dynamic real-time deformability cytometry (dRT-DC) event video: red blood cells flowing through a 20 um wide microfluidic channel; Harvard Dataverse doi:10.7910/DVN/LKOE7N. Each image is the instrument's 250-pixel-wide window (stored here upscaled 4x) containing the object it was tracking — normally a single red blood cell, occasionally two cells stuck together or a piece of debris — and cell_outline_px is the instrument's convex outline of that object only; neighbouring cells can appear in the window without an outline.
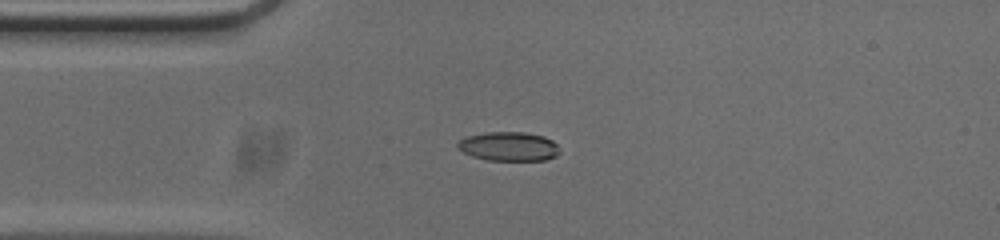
{"species": "common noctule bat (a hibernating species)", "species_latin": "Nyctalus noctula", "temperature_condition": "cold", "stored_images_in_passage": 52, "camera_frame_rate_fps": 3000, "um_per_image_px": 0.085, "animal": {"sex": "male", "body_mass_g": 20.0, "forearm_length_mm": 53.3}, "frame": {"image": 1, "passage_image": 11, "time_ms": 3.333, "image_size_px": [1000, 240], "cell_outline_px": [[560, 152], [556, 156], [544, 160], [488, 160], [472, 156], [464, 152], [456, 144], [460, 140], [468, 136], [484, 132], [524, 132], [544, 136], [552, 140], [560, 148]], "centroid_in_image_um": [43.28, 12.44], "position_along_channel_um": 41.7, "area_um2": 17.22}}
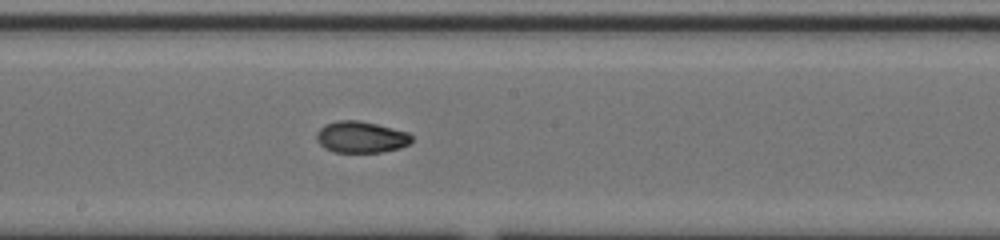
{"frame": {"image": 2, "passage_image": 26, "time_ms": 8.333, "image_size_px": [1000, 240], "cell_outline_px": [[412, 140], [408, 144], [400, 148], [380, 152], [336, 152], [324, 148], [316, 140], [316, 132], [324, 124], [336, 120], [360, 120], [408, 132], [412, 136]], "centroid_in_image_um": [30.65, 11.64], "position_along_channel_um": 217.5, "area_um2": 17.51}}
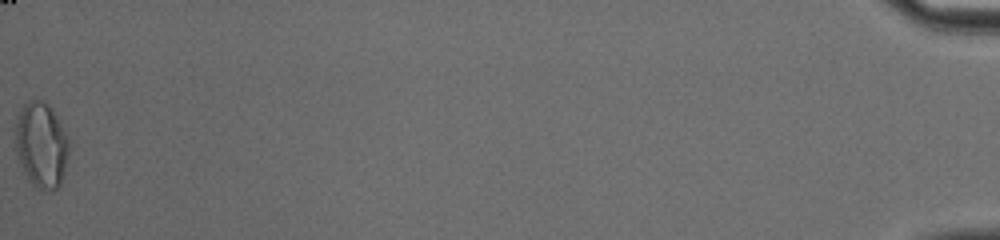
{"frame": {"image": 3, "passage_image": 52, "time_ms": 17.0, "image_size_px": [1000, 240], "cell_outline_px": [[68, 152], [60, 184], [56, 188], [36, 188], [32, 184], [24, 172], [20, 164], [16, 152], [16, 120], [24, 104], [32, 100], [44, 100], [52, 108], [68, 136]], "centroid_in_image_um": [3.5, 12.28], "position_along_channel_um": 431.7, "area_um2": 26.18}, "authors_computed_cell_mechanics": {"area_um2": 17.34, "velocity_mm_per_s": 3.7857, "shape_relaxation_time_tau1_ms": null, "shape_relaxation_time_tau2_ms": 2.3344, "deformation_change_tau1": null, "deformation_change_tau2": 0.0555}}